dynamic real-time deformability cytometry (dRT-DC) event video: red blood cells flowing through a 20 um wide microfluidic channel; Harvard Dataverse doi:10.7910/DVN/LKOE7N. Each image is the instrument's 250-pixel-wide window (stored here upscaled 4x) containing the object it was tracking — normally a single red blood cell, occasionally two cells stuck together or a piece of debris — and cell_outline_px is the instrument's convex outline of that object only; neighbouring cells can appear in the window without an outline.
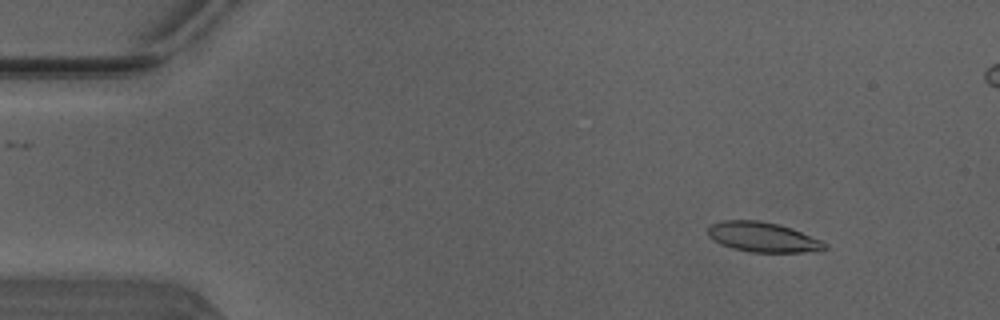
{"species": "Egyptian fruit bat (a non-hibernating species)", "species_latin": "Rousettus aegyptiacus", "temperature_condition": "warm", "stored_images_in_passage": 51, "camera_frame_rate_fps": 3000, "um_per_image_px": 0.085, "animal": {"sex": "male"}, "frame": {"image": 1, "passage_image": 6, "time_ms": 1.667, "image_size_px": [1000, 320], "cell_outline_px": [[828, 248], [820, 252], [752, 252], [732, 248], [720, 244], [712, 240], [708, 236], [708, 228], [712, 224], [724, 220], [756, 220], [776, 224], [800, 232], [820, 240], [828, 244]], "centroid_in_image_um": [64.84, 20.17], "position_along_channel_um": 20.2, "area_um2": 20.23}}
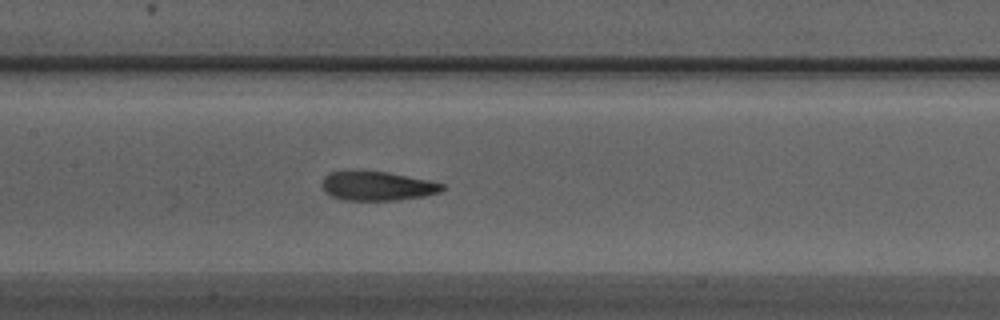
{"frame": {"image": 2, "passage_image": 24, "time_ms": 7.667, "image_size_px": [1000, 320], "cell_outline_px": [[444, 188], [440, 192], [424, 196], [396, 200], [344, 200], [332, 196], [324, 192], [320, 184], [324, 176], [332, 172], [388, 172], [428, 180], [444, 184]], "centroid_in_image_um": [32.05, 15.82], "position_along_channel_um": 175.3, "area_um2": 20.17}}
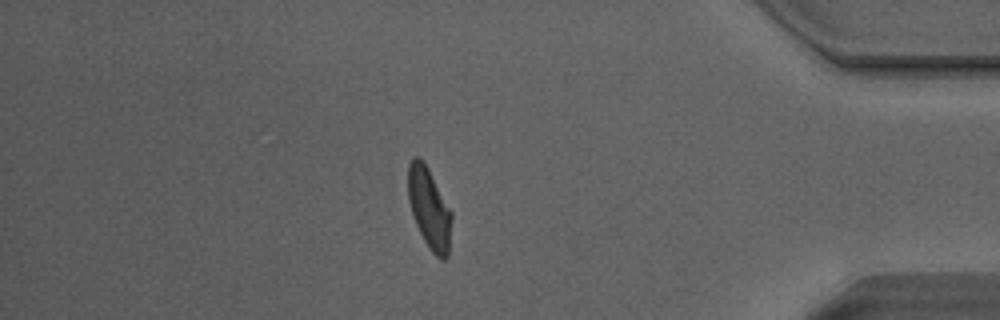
{"frame": {"image": 3, "passage_image": 43, "time_ms": 14.0, "image_size_px": [1000, 320], "cell_outline_px": [[452, 220], [448, 256], [444, 260], [440, 260], [432, 252], [424, 240], [416, 224], [408, 200], [408, 164], [412, 156], [420, 156], [428, 168], [452, 212]], "centroid_in_image_um": [36.49, 17.69], "position_along_channel_um": 398.7, "area_um2": 20.58}, "authors_computed_cell_mechanics": {"area_um2": 20.6346, "velocity_mm_per_s": 4.1205, "shape_relaxation_time_tau1_ms": 5.4488, "shape_relaxation_time_tau2_ms": 1.8804, "deformation_change_tau1": 0.2004, "deformation_change_tau2": 0.0943}}